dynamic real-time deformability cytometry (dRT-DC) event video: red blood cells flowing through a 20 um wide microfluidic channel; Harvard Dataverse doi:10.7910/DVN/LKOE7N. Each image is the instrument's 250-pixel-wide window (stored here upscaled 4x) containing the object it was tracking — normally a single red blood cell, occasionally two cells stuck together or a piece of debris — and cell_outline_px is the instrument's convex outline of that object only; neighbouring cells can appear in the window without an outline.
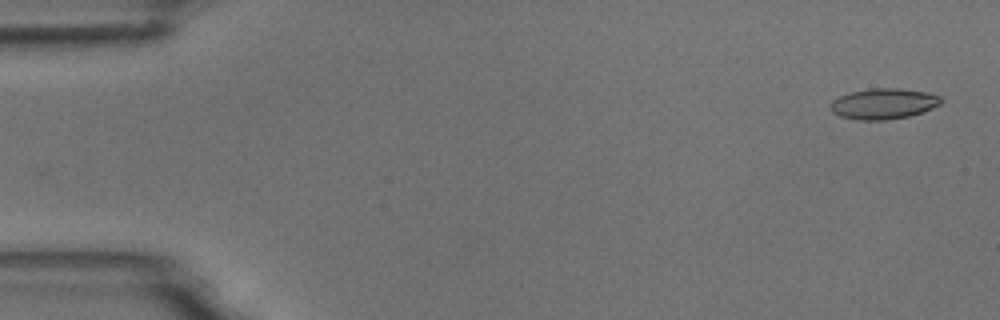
{"species": "common noctule bat (a hibernating species)", "species_latin": "Nyctalus noctula", "temperature_condition": "room temperature", "stored_images_in_passage": 5, "segment_of_instrument_passage": [2, 2], "camera_frame_rate_fps": 3000, "um_per_image_px": 0.085, "animal": {"sex": "male", "body_mass_g": 18.8}, "frame": {"image": 1, "passage_image": 5, "time_ms": 4.667, "image_size_px": [1000, 320], "cell_outline_px": [[944, 100], [940, 104], [932, 108], [908, 116], [888, 120], [856, 120], [840, 116], [832, 112], [832, 100], [848, 92], [868, 88], [900, 88], [924, 92], [940, 96]], "centroid_in_image_um": [75.09, 8.81], "position_along_channel_um": 9.9, "area_um2": 19.77}}